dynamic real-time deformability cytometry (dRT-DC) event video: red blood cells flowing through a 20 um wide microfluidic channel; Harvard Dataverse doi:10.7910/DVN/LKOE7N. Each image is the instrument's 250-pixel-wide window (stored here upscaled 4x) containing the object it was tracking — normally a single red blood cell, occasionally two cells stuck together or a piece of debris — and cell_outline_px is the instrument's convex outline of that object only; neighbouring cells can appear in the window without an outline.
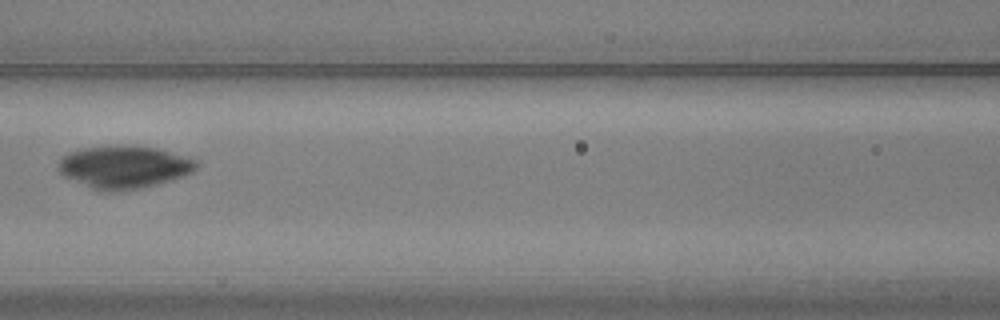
{"species": "common noctule bat (a hibernating species)", "species_latin": "Nyctalus noctula", "temperature_condition": "warm", "stored_images_in_passage": 3, "camera_frame_rate_fps": 3000, "um_per_image_px": 0.085, "animal": {"sex": "male", "body_mass_g": 20.5, "forearm_length_mm": 52.5}, "frame": {"image": 1, "passage_image": 3, "time_ms": 0.667, "image_size_px": [1000, 320], "cell_outline_px": [[200, 160], [196, 168], [192, 172], [184, 176], [172, 180], [144, 188], [120, 192], [96, 192], [64, 176], [60, 172], [60, 160], [68, 152], [84, 148], [152, 148]], "centroid_in_image_um": [10.55, 14.28], "position_along_channel_um": 156.0, "area_um2": 33.7}}